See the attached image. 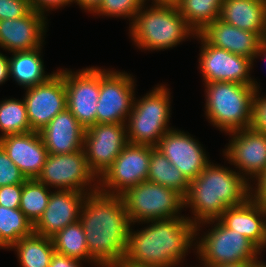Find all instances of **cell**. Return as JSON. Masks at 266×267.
Segmentation results:
<instances>
[{
    "mask_svg": "<svg viewBox=\"0 0 266 267\" xmlns=\"http://www.w3.org/2000/svg\"><path fill=\"white\" fill-rule=\"evenodd\" d=\"M91 263L98 267H119L125 257L131 224L122 196L99 190L88 193L80 218Z\"/></svg>",
    "mask_w": 266,
    "mask_h": 267,
    "instance_id": "1",
    "label": "cell"
},
{
    "mask_svg": "<svg viewBox=\"0 0 266 267\" xmlns=\"http://www.w3.org/2000/svg\"><path fill=\"white\" fill-rule=\"evenodd\" d=\"M143 223L151 224L140 231L130 227L121 266L175 267L195 246L196 226L185 216Z\"/></svg>",
    "mask_w": 266,
    "mask_h": 267,
    "instance_id": "2",
    "label": "cell"
},
{
    "mask_svg": "<svg viewBox=\"0 0 266 267\" xmlns=\"http://www.w3.org/2000/svg\"><path fill=\"white\" fill-rule=\"evenodd\" d=\"M251 181L248 182L238 171L211 162L192 181L184 196V207H190L199 235L201 223L217 220L229 207L245 203L251 197Z\"/></svg>",
    "mask_w": 266,
    "mask_h": 267,
    "instance_id": "3",
    "label": "cell"
},
{
    "mask_svg": "<svg viewBox=\"0 0 266 267\" xmlns=\"http://www.w3.org/2000/svg\"><path fill=\"white\" fill-rule=\"evenodd\" d=\"M144 5L129 26L131 40L139 49L166 50L195 37L176 6Z\"/></svg>",
    "mask_w": 266,
    "mask_h": 267,
    "instance_id": "4",
    "label": "cell"
},
{
    "mask_svg": "<svg viewBox=\"0 0 266 267\" xmlns=\"http://www.w3.org/2000/svg\"><path fill=\"white\" fill-rule=\"evenodd\" d=\"M205 84V114L213 126L229 133L250 128L253 121V85L234 82Z\"/></svg>",
    "mask_w": 266,
    "mask_h": 267,
    "instance_id": "5",
    "label": "cell"
},
{
    "mask_svg": "<svg viewBox=\"0 0 266 267\" xmlns=\"http://www.w3.org/2000/svg\"><path fill=\"white\" fill-rule=\"evenodd\" d=\"M158 86V87H157ZM144 97H134L131 113L126 122L127 138L131 144L156 147L170 128V89L157 85Z\"/></svg>",
    "mask_w": 266,
    "mask_h": 267,
    "instance_id": "6",
    "label": "cell"
},
{
    "mask_svg": "<svg viewBox=\"0 0 266 267\" xmlns=\"http://www.w3.org/2000/svg\"><path fill=\"white\" fill-rule=\"evenodd\" d=\"M201 224H214L211 230L208 229L210 232L202 235L201 240L198 237V241L195 240L196 242H194L196 253L203 267H215L243 261H259L261 250L242 234L226 228L218 219L205 221Z\"/></svg>",
    "mask_w": 266,
    "mask_h": 267,
    "instance_id": "7",
    "label": "cell"
},
{
    "mask_svg": "<svg viewBox=\"0 0 266 267\" xmlns=\"http://www.w3.org/2000/svg\"><path fill=\"white\" fill-rule=\"evenodd\" d=\"M131 224L182 216L184 197L173 189L143 181L121 195Z\"/></svg>",
    "mask_w": 266,
    "mask_h": 267,
    "instance_id": "8",
    "label": "cell"
},
{
    "mask_svg": "<svg viewBox=\"0 0 266 267\" xmlns=\"http://www.w3.org/2000/svg\"><path fill=\"white\" fill-rule=\"evenodd\" d=\"M36 179L58 190H74L85 194L98 190V178L90 170L83 149L67 154H48Z\"/></svg>",
    "mask_w": 266,
    "mask_h": 267,
    "instance_id": "9",
    "label": "cell"
},
{
    "mask_svg": "<svg viewBox=\"0 0 266 267\" xmlns=\"http://www.w3.org/2000/svg\"><path fill=\"white\" fill-rule=\"evenodd\" d=\"M150 157L151 146L128 143L98 178V190L121 196L129 188L146 181Z\"/></svg>",
    "mask_w": 266,
    "mask_h": 267,
    "instance_id": "10",
    "label": "cell"
},
{
    "mask_svg": "<svg viewBox=\"0 0 266 267\" xmlns=\"http://www.w3.org/2000/svg\"><path fill=\"white\" fill-rule=\"evenodd\" d=\"M134 81L125 71L100 69L96 123L126 124L135 97Z\"/></svg>",
    "mask_w": 266,
    "mask_h": 267,
    "instance_id": "11",
    "label": "cell"
},
{
    "mask_svg": "<svg viewBox=\"0 0 266 267\" xmlns=\"http://www.w3.org/2000/svg\"><path fill=\"white\" fill-rule=\"evenodd\" d=\"M201 40L199 53V69L204 83L234 82L244 85H253L259 90L255 79L251 78L253 61L247 57L236 55L227 50L210 45L199 33L195 34Z\"/></svg>",
    "mask_w": 266,
    "mask_h": 267,
    "instance_id": "12",
    "label": "cell"
},
{
    "mask_svg": "<svg viewBox=\"0 0 266 267\" xmlns=\"http://www.w3.org/2000/svg\"><path fill=\"white\" fill-rule=\"evenodd\" d=\"M126 124L96 123L85 129L83 150L90 170L99 178L128 144Z\"/></svg>",
    "mask_w": 266,
    "mask_h": 267,
    "instance_id": "13",
    "label": "cell"
},
{
    "mask_svg": "<svg viewBox=\"0 0 266 267\" xmlns=\"http://www.w3.org/2000/svg\"><path fill=\"white\" fill-rule=\"evenodd\" d=\"M67 108L85 128L96 124L100 93V68L89 67L76 72L64 70Z\"/></svg>",
    "mask_w": 266,
    "mask_h": 267,
    "instance_id": "14",
    "label": "cell"
},
{
    "mask_svg": "<svg viewBox=\"0 0 266 267\" xmlns=\"http://www.w3.org/2000/svg\"><path fill=\"white\" fill-rule=\"evenodd\" d=\"M24 101L31 129L41 131L57 114L67 108L64 70L59 69L46 82L27 88Z\"/></svg>",
    "mask_w": 266,
    "mask_h": 267,
    "instance_id": "15",
    "label": "cell"
},
{
    "mask_svg": "<svg viewBox=\"0 0 266 267\" xmlns=\"http://www.w3.org/2000/svg\"><path fill=\"white\" fill-rule=\"evenodd\" d=\"M227 134L231 140L223 151L224 156L248 182L255 180L266 168V134L252 127Z\"/></svg>",
    "mask_w": 266,
    "mask_h": 267,
    "instance_id": "16",
    "label": "cell"
},
{
    "mask_svg": "<svg viewBox=\"0 0 266 267\" xmlns=\"http://www.w3.org/2000/svg\"><path fill=\"white\" fill-rule=\"evenodd\" d=\"M186 179L194 180L210 163L198 140L176 128L169 130L156 146Z\"/></svg>",
    "mask_w": 266,
    "mask_h": 267,
    "instance_id": "17",
    "label": "cell"
},
{
    "mask_svg": "<svg viewBox=\"0 0 266 267\" xmlns=\"http://www.w3.org/2000/svg\"><path fill=\"white\" fill-rule=\"evenodd\" d=\"M87 194L74 190L51 192L44 213L33 225V231L52 238L60 230L79 220L82 203Z\"/></svg>",
    "mask_w": 266,
    "mask_h": 267,
    "instance_id": "18",
    "label": "cell"
},
{
    "mask_svg": "<svg viewBox=\"0 0 266 267\" xmlns=\"http://www.w3.org/2000/svg\"><path fill=\"white\" fill-rule=\"evenodd\" d=\"M46 17L31 10L19 19L0 21V47L8 52L28 51L43 45Z\"/></svg>",
    "mask_w": 266,
    "mask_h": 267,
    "instance_id": "19",
    "label": "cell"
},
{
    "mask_svg": "<svg viewBox=\"0 0 266 267\" xmlns=\"http://www.w3.org/2000/svg\"><path fill=\"white\" fill-rule=\"evenodd\" d=\"M0 145L27 179L38 177L48 157L40 132L7 135Z\"/></svg>",
    "mask_w": 266,
    "mask_h": 267,
    "instance_id": "20",
    "label": "cell"
},
{
    "mask_svg": "<svg viewBox=\"0 0 266 267\" xmlns=\"http://www.w3.org/2000/svg\"><path fill=\"white\" fill-rule=\"evenodd\" d=\"M218 220L245 236L261 252L266 248V208L251 197L241 205L227 208Z\"/></svg>",
    "mask_w": 266,
    "mask_h": 267,
    "instance_id": "21",
    "label": "cell"
},
{
    "mask_svg": "<svg viewBox=\"0 0 266 267\" xmlns=\"http://www.w3.org/2000/svg\"><path fill=\"white\" fill-rule=\"evenodd\" d=\"M39 132L48 154H67L83 149L85 128L68 108Z\"/></svg>",
    "mask_w": 266,
    "mask_h": 267,
    "instance_id": "22",
    "label": "cell"
},
{
    "mask_svg": "<svg viewBox=\"0 0 266 267\" xmlns=\"http://www.w3.org/2000/svg\"><path fill=\"white\" fill-rule=\"evenodd\" d=\"M199 34L210 45L247 57L253 63L255 54L264 41L257 33L241 30L221 19L209 23Z\"/></svg>",
    "mask_w": 266,
    "mask_h": 267,
    "instance_id": "23",
    "label": "cell"
},
{
    "mask_svg": "<svg viewBox=\"0 0 266 267\" xmlns=\"http://www.w3.org/2000/svg\"><path fill=\"white\" fill-rule=\"evenodd\" d=\"M219 19L266 40V0H223Z\"/></svg>",
    "mask_w": 266,
    "mask_h": 267,
    "instance_id": "24",
    "label": "cell"
},
{
    "mask_svg": "<svg viewBox=\"0 0 266 267\" xmlns=\"http://www.w3.org/2000/svg\"><path fill=\"white\" fill-rule=\"evenodd\" d=\"M42 46L28 50L12 52L9 59V76L24 89L46 82L55 72L46 74L41 57Z\"/></svg>",
    "mask_w": 266,
    "mask_h": 267,
    "instance_id": "25",
    "label": "cell"
},
{
    "mask_svg": "<svg viewBox=\"0 0 266 267\" xmlns=\"http://www.w3.org/2000/svg\"><path fill=\"white\" fill-rule=\"evenodd\" d=\"M147 181L178 191L183 197L190 182L182 172L156 147L151 146Z\"/></svg>",
    "mask_w": 266,
    "mask_h": 267,
    "instance_id": "26",
    "label": "cell"
},
{
    "mask_svg": "<svg viewBox=\"0 0 266 267\" xmlns=\"http://www.w3.org/2000/svg\"><path fill=\"white\" fill-rule=\"evenodd\" d=\"M17 252L20 267H49L55 252L52 238L33 232L14 243L10 250Z\"/></svg>",
    "mask_w": 266,
    "mask_h": 267,
    "instance_id": "27",
    "label": "cell"
},
{
    "mask_svg": "<svg viewBox=\"0 0 266 267\" xmlns=\"http://www.w3.org/2000/svg\"><path fill=\"white\" fill-rule=\"evenodd\" d=\"M223 0H180L176 6L187 25L197 34L220 18Z\"/></svg>",
    "mask_w": 266,
    "mask_h": 267,
    "instance_id": "28",
    "label": "cell"
},
{
    "mask_svg": "<svg viewBox=\"0 0 266 267\" xmlns=\"http://www.w3.org/2000/svg\"><path fill=\"white\" fill-rule=\"evenodd\" d=\"M55 252L91 263L87 250V241L80 220L71 223L52 237Z\"/></svg>",
    "mask_w": 266,
    "mask_h": 267,
    "instance_id": "29",
    "label": "cell"
},
{
    "mask_svg": "<svg viewBox=\"0 0 266 267\" xmlns=\"http://www.w3.org/2000/svg\"><path fill=\"white\" fill-rule=\"evenodd\" d=\"M0 131V138L33 131L29 125L24 98H10L0 102Z\"/></svg>",
    "mask_w": 266,
    "mask_h": 267,
    "instance_id": "30",
    "label": "cell"
},
{
    "mask_svg": "<svg viewBox=\"0 0 266 267\" xmlns=\"http://www.w3.org/2000/svg\"><path fill=\"white\" fill-rule=\"evenodd\" d=\"M48 188L36 178L27 179L23 183L19 209L33 225L38 221L48 205L52 192Z\"/></svg>",
    "mask_w": 266,
    "mask_h": 267,
    "instance_id": "31",
    "label": "cell"
},
{
    "mask_svg": "<svg viewBox=\"0 0 266 267\" xmlns=\"http://www.w3.org/2000/svg\"><path fill=\"white\" fill-rule=\"evenodd\" d=\"M33 232V224L19 208L11 209L0 205V235L10 247Z\"/></svg>",
    "mask_w": 266,
    "mask_h": 267,
    "instance_id": "32",
    "label": "cell"
},
{
    "mask_svg": "<svg viewBox=\"0 0 266 267\" xmlns=\"http://www.w3.org/2000/svg\"><path fill=\"white\" fill-rule=\"evenodd\" d=\"M144 4V0H102L92 14L129 18V21L133 22L137 12Z\"/></svg>",
    "mask_w": 266,
    "mask_h": 267,
    "instance_id": "33",
    "label": "cell"
},
{
    "mask_svg": "<svg viewBox=\"0 0 266 267\" xmlns=\"http://www.w3.org/2000/svg\"><path fill=\"white\" fill-rule=\"evenodd\" d=\"M27 178L8 157L0 145V187L13 184H23Z\"/></svg>",
    "mask_w": 266,
    "mask_h": 267,
    "instance_id": "34",
    "label": "cell"
},
{
    "mask_svg": "<svg viewBox=\"0 0 266 267\" xmlns=\"http://www.w3.org/2000/svg\"><path fill=\"white\" fill-rule=\"evenodd\" d=\"M31 10L29 0H0V21L19 19Z\"/></svg>",
    "mask_w": 266,
    "mask_h": 267,
    "instance_id": "35",
    "label": "cell"
},
{
    "mask_svg": "<svg viewBox=\"0 0 266 267\" xmlns=\"http://www.w3.org/2000/svg\"><path fill=\"white\" fill-rule=\"evenodd\" d=\"M23 184H13L0 187V205L16 209L20 207Z\"/></svg>",
    "mask_w": 266,
    "mask_h": 267,
    "instance_id": "36",
    "label": "cell"
},
{
    "mask_svg": "<svg viewBox=\"0 0 266 267\" xmlns=\"http://www.w3.org/2000/svg\"><path fill=\"white\" fill-rule=\"evenodd\" d=\"M255 93L253 99V121L252 128L256 131L266 134V96Z\"/></svg>",
    "mask_w": 266,
    "mask_h": 267,
    "instance_id": "37",
    "label": "cell"
},
{
    "mask_svg": "<svg viewBox=\"0 0 266 267\" xmlns=\"http://www.w3.org/2000/svg\"><path fill=\"white\" fill-rule=\"evenodd\" d=\"M31 9L45 16V12L67 6L74 0H29Z\"/></svg>",
    "mask_w": 266,
    "mask_h": 267,
    "instance_id": "38",
    "label": "cell"
},
{
    "mask_svg": "<svg viewBox=\"0 0 266 267\" xmlns=\"http://www.w3.org/2000/svg\"><path fill=\"white\" fill-rule=\"evenodd\" d=\"M255 179L254 181L257 183L255 184L256 187L251 186V198L266 208V168Z\"/></svg>",
    "mask_w": 266,
    "mask_h": 267,
    "instance_id": "39",
    "label": "cell"
},
{
    "mask_svg": "<svg viewBox=\"0 0 266 267\" xmlns=\"http://www.w3.org/2000/svg\"><path fill=\"white\" fill-rule=\"evenodd\" d=\"M82 261L54 252L49 267H81Z\"/></svg>",
    "mask_w": 266,
    "mask_h": 267,
    "instance_id": "40",
    "label": "cell"
},
{
    "mask_svg": "<svg viewBox=\"0 0 266 267\" xmlns=\"http://www.w3.org/2000/svg\"><path fill=\"white\" fill-rule=\"evenodd\" d=\"M9 57L0 52V85L9 79Z\"/></svg>",
    "mask_w": 266,
    "mask_h": 267,
    "instance_id": "41",
    "label": "cell"
},
{
    "mask_svg": "<svg viewBox=\"0 0 266 267\" xmlns=\"http://www.w3.org/2000/svg\"><path fill=\"white\" fill-rule=\"evenodd\" d=\"M101 2L102 0H74V3H77L80 8L91 13H93L98 8Z\"/></svg>",
    "mask_w": 266,
    "mask_h": 267,
    "instance_id": "42",
    "label": "cell"
},
{
    "mask_svg": "<svg viewBox=\"0 0 266 267\" xmlns=\"http://www.w3.org/2000/svg\"><path fill=\"white\" fill-rule=\"evenodd\" d=\"M257 261H243L229 264H221L215 267H253Z\"/></svg>",
    "mask_w": 266,
    "mask_h": 267,
    "instance_id": "43",
    "label": "cell"
},
{
    "mask_svg": "<svg viewBox=\"0 0 266 267\" xmlns=\"http://www.w3.org/2000/svg\"><path fill=\"white\" fill-rule=\"evenodd\" d=\"M147 0H144L146 4ZM149 1V0H148ZM153 5H161V6H177L180 0H152Z\"/></svg>",
    "mask_w": 266,
    "mask_h": 267,
    "instance_id": "44",
    "label": "cell"
},
{
    "mask_svg": "<svg viewBox=\"0 0 266 267\" xmlns=\"http://www.w3.org/2000/svg\"><path fill=\"white\" fill-rule=\"evenodd\" d=\"M259 56H262V58L264 57L266 59V40H264L263 43L260 45L257 53L255 54L254 59L258 58Z\"/></svg>",
    "mask_w": 266,
    "mask_h": 267,
    "instance_id": "45",
    "label": "cell"
},
{
    "mask_svg": "<svg viewBox=\"0 0 266 267\" xmlns=\"http://www.w3.org/2000/svg\"><path fill=\"white\" fill-rule=\"evenodd\" d=\"M9 249L10 250V246L1 238V235H0V249Z\"/></svg>",
    "mask_w": 266,
    "mask_h": 267,
    "instance_id": "46",
    "label": "cell"
},
{
    "mask_svg": "<svg viewBox=\"0 0 266 267\" xmlns=\"http://www.w3.org/2000/svg\"><path fill=\"white\" fill-rule=\"evenodd\" d=\"M253 267H266V263L260 261H257Z\"/></svg>",
    "mask_w": 266,
    "mask_h": 267,
    "instance_id": "47",
    "label": "cell"
}]
</instances>
